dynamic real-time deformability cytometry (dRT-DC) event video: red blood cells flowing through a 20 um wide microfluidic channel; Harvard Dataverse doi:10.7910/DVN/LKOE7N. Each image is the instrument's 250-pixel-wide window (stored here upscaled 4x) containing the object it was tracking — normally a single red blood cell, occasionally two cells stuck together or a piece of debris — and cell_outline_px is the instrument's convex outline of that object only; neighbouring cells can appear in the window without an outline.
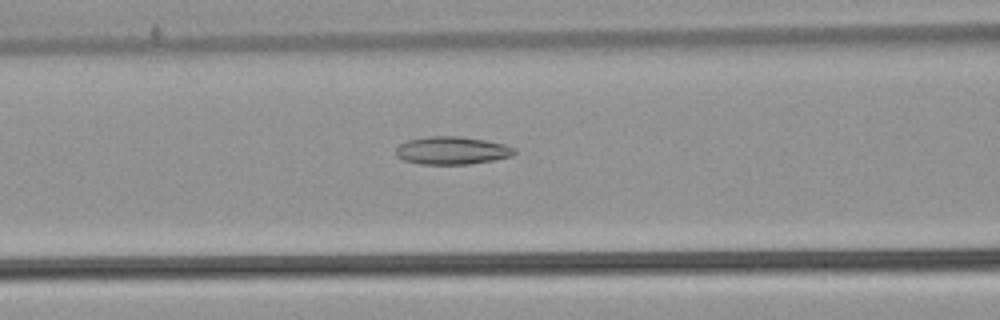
{"species": "common noctule bat (a hibernating species)", "species_latin": "Nyctalus noctula", "temperature_condition": "warm", "stored_images_in_passage": 37, "camera_frame_rate_fps": 3000, "um_per_image_px": 0.085, "animal": {"sex": "male", "body_mass_g": 21.5, "forearm_length_mm": 52.0}, "frame": {"image": 1, "passage_image": 6, "time_ms": 1.667, "image_size_px": [1000, 320], "cell_outline_px": [[516, 152], [512, 156], [492, 160], [468, 164], [420, 164], [404, 160], [396, 156], [396, 148], [400, 144], [408, 140], [428, 136], [456, 136], [484, 140], [504, 144], [516, 148]], "centroid_in_image_um": [38.41, 12.79], "position_along_channel_um": 128.2, "area_um2": 19.13}}
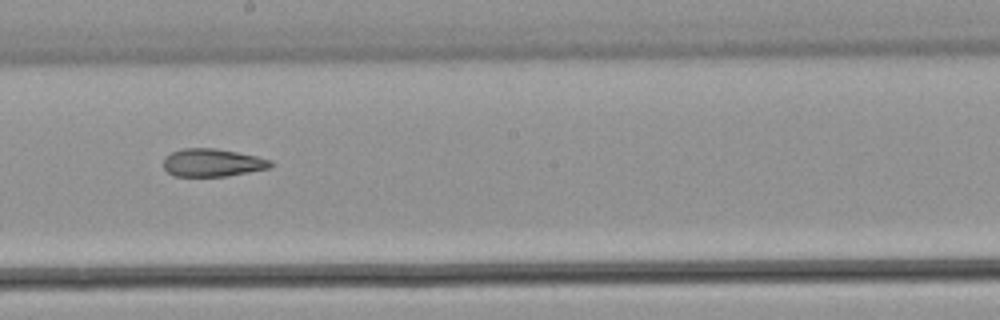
{"frame": {"image": 2, "passage_image": 14, "time_ms": 4.333, "image_size_px": [1000, 320], "cell_outline_px": [[272, 168], [228, 176], [172, 176], [164, 168], [164, 156], [180, 148], [216, 148], [256, 156], [272, 160]], "centroid_in_image_um": [18.06, 13.83], "position_along_channel_um": 230.1, "area_um2": 17.57}}
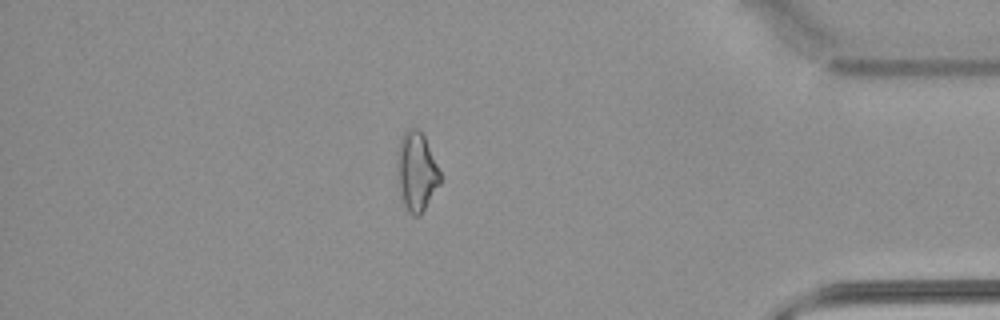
{"frame": {"image": 3, "passage_image": 30, "time_ms": 9.667, "image_size_px": [1000, 320], "cell_outline_px": [[440, 184], [420, 216], [412, 216], [408, 212], [404, 204], [396, 172], [396, 152], [400, 136], [408, 128], [416, 128], [424, 136], [440, 172]], "centroid_in_image_um": [35.37, 14.57], "position_along_channel_um": 399.8, "area_um2": 19.83}, "authors_computed_cell_mechanics": {"area_um2": 18.3226, "velocity_mm_per_s": 3.8334, "shape_relaxation_time_tau1_ms": null, "shape_relaxation_time_tau2_ms": 5.1299, "deformation_change_tau1": null, "deformation_change_tau2": 0.1552}}